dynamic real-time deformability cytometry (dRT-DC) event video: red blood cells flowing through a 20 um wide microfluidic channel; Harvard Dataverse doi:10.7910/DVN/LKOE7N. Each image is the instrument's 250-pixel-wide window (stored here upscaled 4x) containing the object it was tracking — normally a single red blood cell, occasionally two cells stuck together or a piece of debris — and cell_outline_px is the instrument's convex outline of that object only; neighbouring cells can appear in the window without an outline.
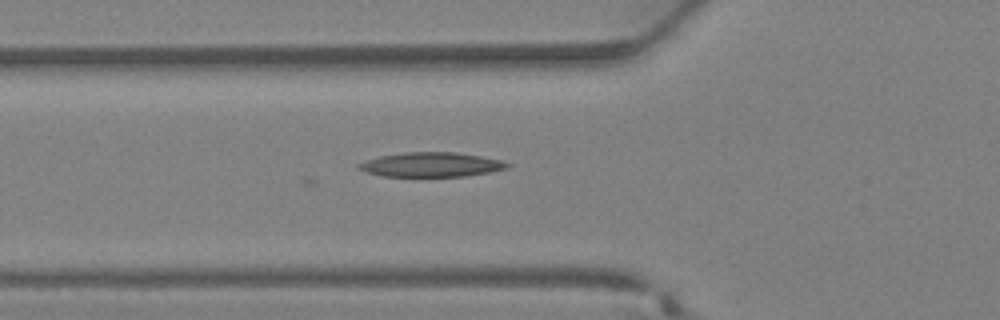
{"species": "Egyptian fruit bat (a non-hibernating species)", "species_latin": "Rousettus aegyptiacus", "temperature_condition": "warm", "stored_images_in_passage": 28, "camera_frame_rate_fps": 3000, "um_per_image_px": 0.085, "animal": {"sex": "female"}, "frame": {"image": 1, "passage_image": 3, "time_ms": 0.667, "image_size_px": [1000, 320], "cell_outline_px": [[512, 164], [508, 168], [488, 172], [464, 176], [380, 176], [364, 172], [356, 168], [356, 164], [380, 156], [404, 152], [456, 152], [480, 156], [500, 160]], "centroid_in_image_um": [36.61, 13.99], "position_along_channel_um": 89.2, "area_um2": 21.15}}
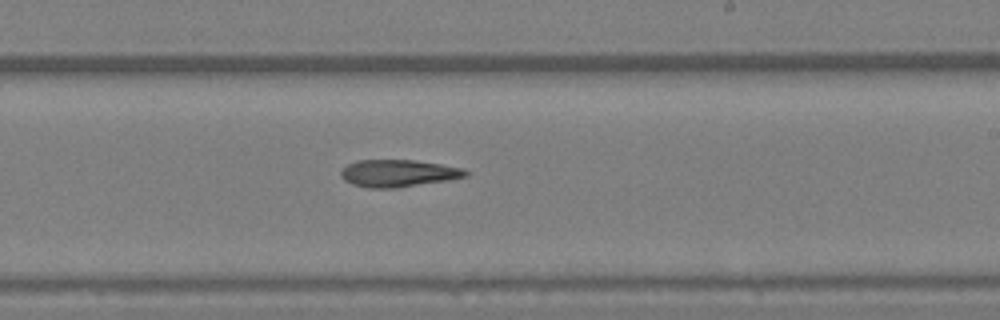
{"frame": {"image": 2, "passage_image": 12, "time_ms": 3.667, "image_size_px": [1000, 320], "cell_outline_px": [[468, 176], [448, 180], [396, 188], [368, 188], [352, 184], [344, 180], [340, 176], [340, 172], [348, 164], [356, 160], [412, 160], [440, 164], [464, 168], [468, 172]], "centroid_in_image_um": [33.84, 14.73], "position_along_channel_um": 255.2, "area_um2": 19.77}}
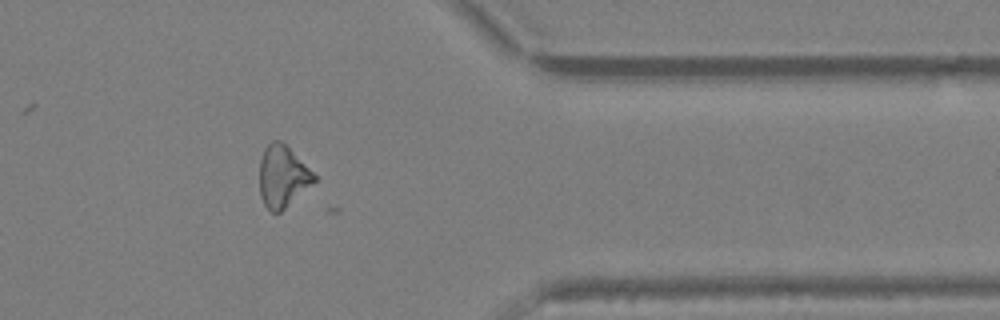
{"frame": {"image": 3, "passage_image": 20, "time_ms": 6.333, "image_size_px": [1000, 320], "cell_outline_px": [[316, 180], [280, 212], [272, 212], [264, 204], [260, 196], [260, 160], [264, 148], [272, 140], [280, 140], [316, 176]], "centroid_in_image_um": [23.98, 15.0], "position_along_channel_um": 387.4, "area_um2": 19.07}}